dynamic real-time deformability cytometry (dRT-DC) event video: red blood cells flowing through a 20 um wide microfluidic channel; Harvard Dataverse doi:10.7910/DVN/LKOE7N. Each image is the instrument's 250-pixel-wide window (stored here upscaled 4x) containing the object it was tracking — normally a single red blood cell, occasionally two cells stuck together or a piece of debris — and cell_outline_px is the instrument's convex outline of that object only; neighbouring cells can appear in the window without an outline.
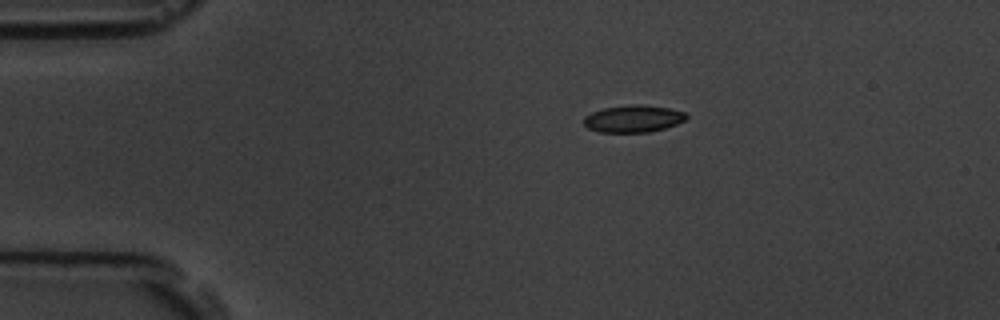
{"species": "common noctule bat (a hibernating species)", "species_latin": "Nyctalus noctula", "temperature_condition": "room temperature", "stored_images_in_passage": 6, "camera_frame_rate_fps": 3000, "um_per_image_px": 0.085, "animal": {"sex": "male", "body_mass_g": 19.5, "forearm_length_mm": 54.6}, "frame": {"image": 1, "passage_image": 6, "time_ms": 6.667, "image_size_px": [1000, 320], "cell_outline_px": [[688, 116], [684, 120], [676, 124], [664, 128], [648, 132], [600, 132], [588, 128], [584, 124], [584, 116], [592, 112], [604, 108], [632, 104], [640, 104], [668, 108], [684, 112]], "centroid_in_image_um": [53.81, 10.09], "position_along_channel_um": 31.2, "area_um2": 16.07}}